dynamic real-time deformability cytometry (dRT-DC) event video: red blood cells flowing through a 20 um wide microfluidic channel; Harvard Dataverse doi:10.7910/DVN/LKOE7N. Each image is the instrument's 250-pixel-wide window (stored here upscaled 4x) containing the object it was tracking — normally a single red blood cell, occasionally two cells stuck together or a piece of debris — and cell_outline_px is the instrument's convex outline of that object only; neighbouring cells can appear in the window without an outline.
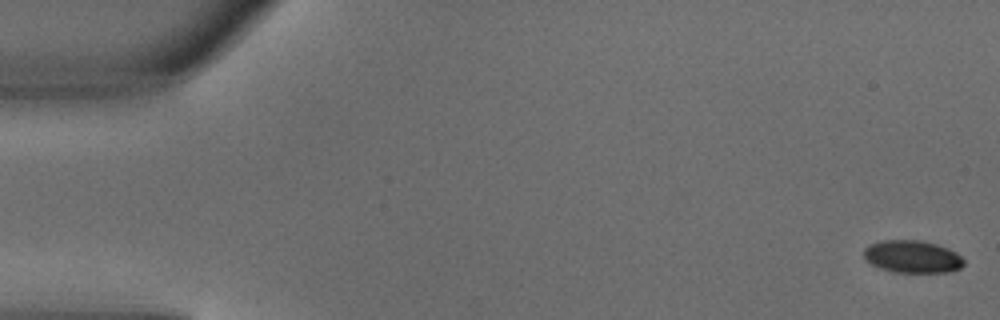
{"species": "common noctule bat (a hibernating species)", "species_latin": "Nyctalus noctula", "temperature_condition": "warm", "stored_images_in_passage": 5, "camera_frame_rate_fps": 3000, "um_per_image_px": 0.085, "animal": {"sex": "male", "body_mass_g": 18.8}, "frame": {"image": 1, "passage_image": 1, "time_ms": 0.0, "image_size_px": [1000, 320], "cell_outline_px": [[964, 264], [960, 268], [948, 272], [892, 272], [880, 268], [864, 260], [864, 248], [868, 244], [880, 240], [920, 240], [936, 244], [948, 248], [956, 252], [964, 260]], "centroid_in_image_um": [77.52, 21.81], "position_along_channel_um": 7.5, "area_um2": 19.07}}
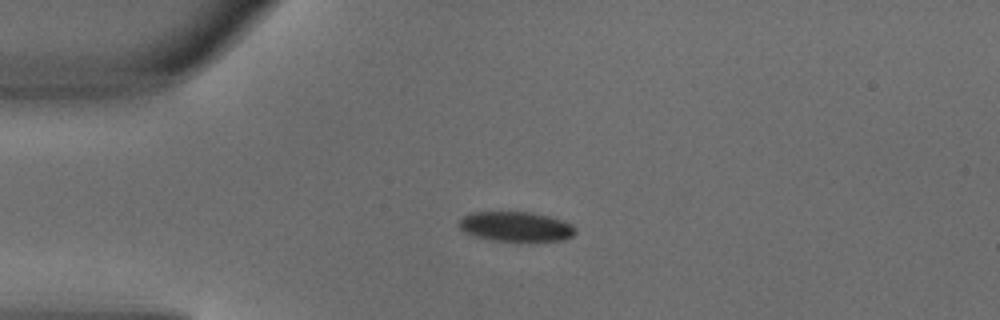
{"frame": {"image": 2, "passage_image": 4, "time_ms": 1.0, "image_size_px": [1000, 320], "cell_outline_px": [[576, 232], [572, 236], [564, 240], [516, 244], [492, 240], [472, 236], [464, 232], [460, 228], [460, 220], [468, 212], [532, 212], [564, 220], [572, 224], [576, 228]], "centroid_in_image_um": [43.89, 19.31], "position_along_channel_um": 41.1, "area_um2": 21.15}}
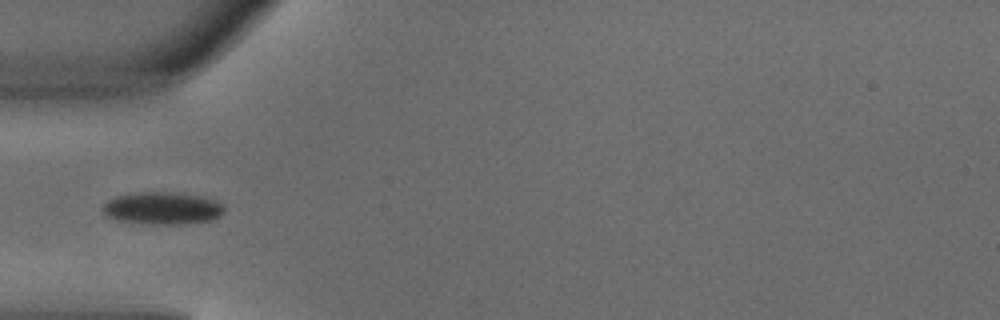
{"frame": {"image": 3, "passage_image": 5, "time_ms": 1.333, "image_size_px": [1000, 320], "cell_outline_px": [[224, 212], [220, 216], [212, 220], [180, 224], [152, 224], [120, 220], [108, 216], [104, 212], [104, 204], [108, 200], [116, 196], [144, 192], [176, 192], [204, 196], [216, 200], [224, 204]], "centroid_in_image_um": [13.89, 17.69], "position_along_channel_um": 71.1, "area_um2": 22.83}}